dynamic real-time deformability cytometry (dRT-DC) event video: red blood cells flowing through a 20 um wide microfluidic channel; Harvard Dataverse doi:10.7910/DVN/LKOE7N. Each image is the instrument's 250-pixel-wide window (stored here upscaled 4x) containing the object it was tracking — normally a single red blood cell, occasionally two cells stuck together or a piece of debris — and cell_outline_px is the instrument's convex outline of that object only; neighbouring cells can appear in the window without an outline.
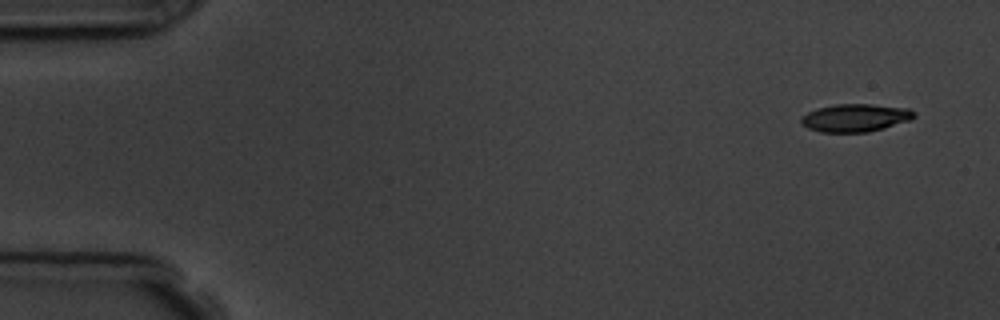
{"species": "common noctule bat (a hibernating species)", "species_latin": "Nyctalus noctula", "temperature_condition": "room temperature", "stored_images_in_passage": 11, "camera_frame_rate_fps": 3000, "um_per_image_px": 0.085, "animal": {"sex": "male", "body_mass_g": 19.5, "forearm_length_mm": 54.6}, "frame": {"image": 1, "passage_image": 1, "time_ms": 0.0, "image_size_px": [1000, 320], "cell_outline_px": [[916, 116], [912, 120], [884, 128], [868, 132], [820, 132], [808, 128], [800, 120], [800, 116], [816, 108], [836, 104], [872, 104], [908, 108], [916, 112]], "centroid_in_image_um": [72.73, 10.01], "position_along_channel_um": 12.3, "area_um2": 18.5}}
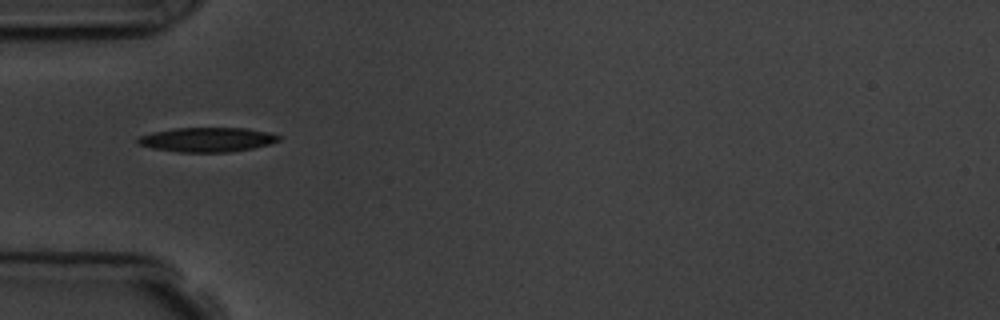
{"frame": {"image": 2, "passage_image": 5, "time_ms": 4.667, "image_size_px": [1000, 320], "cell_outline_px": [[280, 140], [268, 144], [252, 148], [228, 152], [180, 152], [152, 148], [136, 144], [136, 140], [140, 136], [152, 132], [176, 128], [248, 128], [268, 132], [280, 136]], "centroid_in_image_um": [17.58, 11.86], "position_along_channel_um": 67.4, "area_um2": 20.0}}
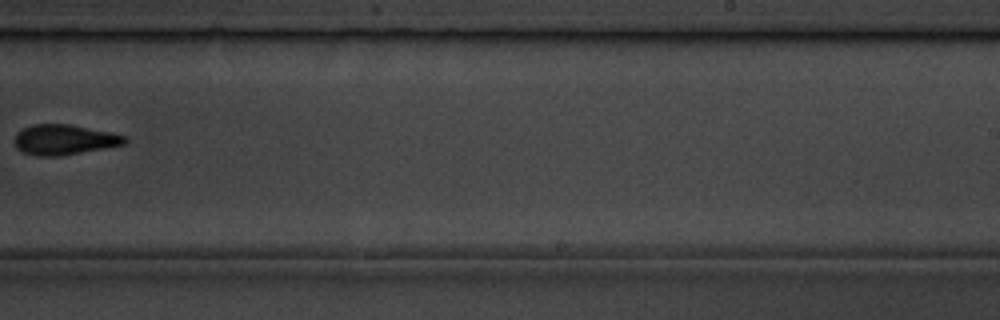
{"frame": {"image": 3, "passage_image": 10, "time_ms": 10.333, "image_size_px": [1000, 320], "cell_outline_px": [[128, 140], [124, 144], [104, 148], [60, 156], [36, 156], [24, 152], [16, 148], [16, 132], [32, 124], [68, 124], [112, 132], [128, 136]], "centroid_in_image_um": [5.48, 11.87], "position_along_channel_um": 283.5, "area_um2": 19.36}}